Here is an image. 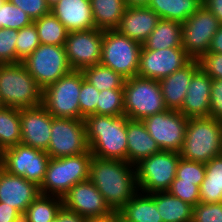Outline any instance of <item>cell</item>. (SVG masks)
Instances as JSON below:
<instances>
[{
	"label": "cell",
	"instance_id": "obj_21",
	"mask_svg": "<svg viewBox=\"0 0 222 222\" xmlns=\"http://www.w3.org/2000/svg\"><path fill=\"white\" fill-rule=\"evenodd\" d=\"M211 85L212 79L199 69L192 76L179 112L186 118L209 117Z\"/></svg>",
	"mask_w": 222,
	"mask_h": 222
},
{
	"label": "cell",
	"instance_id": "obj_27",
	"mask_svg": "<svg viewBox=\"0 0 222 222\" xmlns=\"http://www.w3.org/2000/svg\"><path fill=\"white\" fill-rule=\"evenodd\" d=\"M153 200L163 222H191L193 206L168 191L153 193Z\"/></svg>",
	"mask_w": 222,
	"mask_h": 222
},
{
	"label": "cell",
	"instance_id": "obj_14",
	"mask_svg": "<svg viewBox=\"0 0 222 222\" xmlns=\"http://www.w3.org/2000/svg\"><path fill=\"white\" fill-rule=\"evenodd\" d=\"M182 47L192 59L208 53L213 36L220 28V21L203 5L182 22Z\"/></svg>",
	"mask_w": 222,
	"mask_h": 222
},
{
	"label": "cell",
	"instance_id": "obj_32",
	"mask_svg": "<svg viewBox=\"0 0 222 222\" xmlns=\"http://www.w3.org/2000/svg\"><path fill=\"white\" fill-rule=\"evenodd\" d=\"M21 143L20 109L0 108V146L3 150Z\"/></svg>",
	"mask_w": 222,
	"mask_h": 222
},
{
	"label": "cell",
	"instance_id": "obj_50",
	"mask_svg": "<svg viewBox=\"0 0 222 222\" xmlns=\"http://www.w3.org/2000/svg\"><path fill=\"white\" fill-rule=\"evenodd\" d=\"M88 222H122L118 213H113L110 217L88 220Z\"/></svg>",
	"mask_w": 222,
	"mask_h": 222
},
{
	"label": "cell",
	"instance_id": "obj_49",
	"mask_svg": "<svg viewBox=\"0 0 222 222\" xmlns=\"http://www.w3.org/2000/svg\"><path fill=\"white\" fill-rule=\"evenodd\" d=\"M208 52L222 53V24L213 36Z\"/></svg>",
	"mask_w": 222,
	"mask_h": 222
},
{
	"label": "cell",
	"instance_id": "obj_44",
	"mask_svg": "<svg viewBox=\"0 0 222 222\" xmlns=\"http://www.w3.org/2000/svg\"><path fill=\"white\" fill-rule=\"evenodd\" d=\"M13 5L22 9L32 21L51 12L46 0H9Z\"/></svg>",
	"mask_w": 222,
	"mask_h": 222
},
{
	"label": "cell",
	"instance_id": "obj_39",
	"mask_svg": "<svg viewBox=\"0 0 222 222\" xmlns=\"http://www.w3.org/2000/svg\"><path fill=\"white\" fill-rule=\"evenodd\" d=\"M98 91L92 84L84 79L82 73V83L79 94V106L81 113V120H84L87 116L96 114L97 115V104H98Z\"/></svg>",
	"mask_w": 222,
	"mask_h": 222
},
{
	"label": "cell",
	"instance_id": "obj_48",
	"mask_svg": "<svg viewBox=\"0 0 222 222\" xmlns=\"http://www.w3.org/2000/svg\"><path fill=\"white\" fill-rule=\"evenodd\" d=\"M202 5L222 24V0H202Z\"/></svg>",
	"mask_w": 222,
	"mask_h": 222
},
{
	"label": "cell",
	"instance_id": "obj_11",
	"mask_svg": "<svg viewBox=\"0 0 222 222\" xmlns=\"http://www.w3.org/2000/svg\"><path fill=\"white\" fill-rule=\"evenodd\" d=\"M50 160L46 151L22 143L4 150L0 166L40 187Z\"/></svg>",
	"mask_w": 222,
	"mask_h": 222
},
{
	"label": "cell",
	"instance_id": "obj_46",
	"mask_svg": "<svg viewBox=\"0 0 222 222\" xmlns=\"http://www.w3.org/2000/svg\"><path fill=\"white\" fill-rule=\"evenodd\" d=\"M0 222H22V214L14 207L0 202Z\"/></svg>",
	"mask_w": 222,
	"mask_h": 222
},
{
	"label": "cell",
	"instance_id": "obj_6",
	"mask_svg": "<svg viewBox=\"0 0 222 222\" xmlns=\"http://www.w3.org/2000/svg\"><path fill=\"white\" fill-rule=\"evenodd\" d=\"M124 115L129 120L143 118L167 110L159 81L134 76L125 80Z\"/></svg>",
	"mask_w": 222,
	"mask_h": 222
},
{
	"label": "cell",
	"instance_id": "obj_30",
	"mask_svg": "<svg viewBox=\"0 0 222 222\" xmlns=\"http://www.w3.org/2000/svg\"><path fill=\"white\" fill-rule=\"evenodd\" d=\"M205 177L200 191V203L222 202V155L213 157L205 163Z\"/></svg>",
	"mask_w": 222,
	"mask_h": 222
},
{
	"label": "cell",
	"instance_id": "obj_29",
	"mask_svg": "<svg viewBox=\"0 0 222 222\" xmlns=\"http://www.w3.org/2000/svg\"><path fill=\"white\" fill-rule=\"evenodd\" d=\"M147 6L161 19L182 23L202 6V0H149Z\"/></svg>",
	"mask_w": 222,
	"mask_h": 222
},
{
	"label": "cell",
	"instance_id": "obj_5",
	"mask_svg": "<svg viewBox=\"0 0 222 222\" xmlns=\"http://www.w3.org/2000/svg\"><path fill=\"white\" fill-rule=\"evenodd\" d=\"M90 150L73 156L50 158L40 194L62 198L71 187L89 179Z\"/></svg>",
	"mask_w": 222,
	"mask_h": 222
},
{
	"label": "cell",
	"instance_id": "obj_24",
	"mask_svg": "<svg viewBox=\"0 0 222 222\" xmlns=\"http://www.w3.org/2000/svg\"><path fill=\"white\" fill-rule=\"evenodd\" d=\"M127 162L138 164L142 159L161 151L140 120L127 121Z\"/></svg>",
	"mask_w": 222,
	"mask_h": 222
},
{
	"label": "cell",
	"instance_id": "obj_33",
	"mask_svg": "<svg viewBox=\"0 0 222 222\" xmlns=\"http://www.w3.org/2000/svg\"><path fill=\"white\" fill-rule=\"evenodd\" d=\"M33 23L38 31L40 44L64 46L68 30L52 12L33 21Z\"/></svg>",
	"mask_w": 222,
	"mask_h": 222
},
{
	"label": "cell",
	"instance_id": "obj_37",
	"mask_svg": "<svg viewBox=\"0 0 222 222\" xmlns=\"http://www.w3.org/2000/svg\"><path fill=\"white\" fill-rule=\"evenodd\" d=\"M16 63L25 60L39 45L38 31L34 23L18 30L16 40Z\"/></svg>",
	"mask_w": 222,
	"mask_h": 222
},
{
	"label": "cell",
	"instance_id": "obj_38",
	"mask_svg": "<svg viewBox=\"0 0 222 222\" xmlns=\"http://www.w3.org/2000/svg\"><path fill=\"white\" fill-rule=\"evenodd\" d=\"M205 172V163L180 157L175 179H180V182H195V185L200 187L204 180Z\"/></svg>",
	"mask_w": 222,
	"mask_h": 222
},
{
	"label": "cell",
	"instance_id": "obj_28",
	"mask_svg": "<svg viewBox=\"0 0 222 222\" xmlns=\"http://www.w3.org/2000/svg\"><path fill=\"white\" fill-rule=\"evenodd\" d=\"M95 28L116 29L127 8L124 0H90Z\"/></svg>",
	"mask_w": 222,
	"mask_h": 222
},
{
	"label": "cell",
	"instance_id": "obj_1",
	"mask_svg": "<svg viewBox=\"0 0 222 222\" xmlns=\"http://www.w3.org/2000/svg\"><path fill=\"white\" fill-rule=\"evenodd\" d=\"M89 180L103 195L106 204L117 213L137 192L135 165L123 160L92 157Z\"/></svg>",
	"mask_w": 222,
	"mask_h": 222
},
{
	"label": "cell",
	"instance_id": "obj_51",
	"mask_svg": "<svg viewBox=\"0 0 222 222\" xmlns=\"http://www.w3.org/2000/svg\"><path fill=\"white\" fill-rule=\"evenodd\" d=\"M127 7H142L147 6L149 0H124Z\"/></svg>",
	"mask_w": 222,
	"mask_h": 222
},
{
	"label": "cell",
	"instance_id": "obj_36",
	"mask_svg": "<svg viewBox=\"0 0 222 222\" xmlns=\"http://www.w3.org/2000/svg\"><path fill=\"white\" fill-rule=\"evenodd\" d=\"M97 115H124L123 89H106L101 91L98 95Z\"/></svg>",
	"mask_w": 222,
	"mask_h": 222
},
{
	"label": "cell",
	"instance_id": "obj_9",
	"mask_svg": "<svg viewBox=\"0 0 222 222\" xmlns=\"http://www.w3.org/2000/svg\"><path fill=\"white\" fill-rule=\"evenodd\" d=\"M180 154L160 151L135 165L138 191L155 193L168 191L176 177Z\"/></svg>",
	"mask_w": 222,
	"mask_h": 222
},
{
	"label": "cell",
	"instance_id": "obj_4",
	"mask_svg": "<svg viewBox=\"0 0 222 222\" xmlns=\"http://www.w3.org/2000/svg\"><path fill=\"white\" fill-rule=\"evenodd\" d=\"M0 101L19 109L42 105V89L22 62L0 64Z\"/></svg>",
	"mask_w": 222,
	"mask_h": 222
},
{
	"label": "cell",
	"instance_id": "obj_20",
	"mask_svg": "<svg viewBox=\"0 0 222 222\" xmlns=\"http://www.w3.org/2000/svg\"><path fill=\"white\" fill-rule=\"evenodd\" d=\"M160 19L159 15L148 6L127 7L116 30L143 44Z\"/></svg>",
	"mask_w": 222,
	"mask_h": 222
},
{
	"label": "cell",
	"instance_id": "obj_34",
	"mask_svg": "<svg viewBox=\"0 0 222 222\" xmlns=\"http://www.w3.org/2000/svg\"><path fill=\"white\" fill-rule=\"evenodd\" d=\"M82 73L84 79L100 92L106 89H123L126 80L111 68L101 64L87 67L82 70Z\"/></svg>",
	"mask_w": 222,
	"mask_h": 222
},
{
	"label": "cell",
	"instance_id": "obj_7",
	"mask_svg": "<svg viewBox=\"0 0 222 222\" xmlns=\"http://www.w3.org/2000/svg\"><path fill=\"white\" fill-rule=\"evenodd\" d=\"M141 49L142 44L116 29L104 30L100 64L129 79L138 75Z\"/></svg>",
	"mask_w": 222,
	"mask_h": 222
},
{
	"label": "cell",
	"instance_id": "obj_15",
	"mask_svg": "<svg viewBox=\"0 0 222 222\" xmlns=\"http://www.w3.org/2000/svg\"><path fill=\"white\" fill-rule=\"evenodd\" d=\"M103 37L104 30L97 28L68 32L64 48L73 70L100 64Z\"/></svg>",
	"mask_w": 222,
	"mask_h": 222
},
{
	"label": "cell",
	"instance_id": "obj_40",
	"mask_svg": "<svg viewBox=\"0 0 222 222\" xmlns=\"http://www.w3.org/2000/svg\"><path fill=\"white\" fill-rule=\"evenodd\" d=\"M18 30L0 28V64L16 63V40Z\"/></svg>",
	"mask_w": 222,
	"mask_h": 222
},
{
	"label": "cell",
	"instance_id": "obj_12",
	"mask_svg": "<svg viewBox=\"0 0 222 222\" xmlns=\"http://www.w3.org/2000/svg\"><path fill=\"white\" fill-rule=\"evenodd\" d=\"M89 150L84 120L53 117L46 151L50 158L78 155Z\"/></svg>",
	"mask_w": 222,
	"mask_h": 222
},
{
	"label": "cell",
	"instance_id": "obj_43",
	"mask_svg": "<svg viewBox=\"0 0 222 222\" xmlns=\"http://www.w3.org/2000/svg\"><path fill=\"white\" fill-rule=\"evenodd\" d=\"M197 60L200 69L211 79H222V53H204Z\"/></svg>",
	"mask_w": 222,
	"mask_h": 222
},
{
	"label": "cell",
	"instance_id": "obj_47",
	"mask_svg": "<svg viewBox=\"0 0 222 222\" xmlns=\"http://www.w3.org/2000/svg\"><path fill=\"white\" fill-rule=\"evenodd\" d=\"M52 222H88V219L80 216L76 212L69 211L62 206Z\"/></svg>",
	"mask_w": 222,
	"mask_h": 222
},
{
	"label": "cell",
	"instance_id": "obj_41",
	"mask_svg": "<svg viewBox=\"0 0 222 222\" xmlns=\"http://www.w3.org/2000/svg\"><path fill=\"white\" fill-rule=\"evenodd\" d=\"M168 192L193 207L200 203L199 186L195 185V182H180V179H174Z\"/></svg>",
	"mask_w": 222,
	"mask_h": 222
},
{
	"label": "cell",
	"instance_id": "obj_31",
	"mask_svg": "<svg viewBox=\"0 0 222 222\" xmlns=\"http://www.w3.org/2000/svg\"><path fill=\"white\" fill-rule=\"evenodd\" d=\"M62 206V198L40 194L27 207L22 222H52Z\"/></svg>",
	"mask_w": 222,
	"mask_h": 222
},
{
	"label": "cell",
	"instance_id": "obj_13",
	"mask_svg": "<svg viewBox=\"0 0 222 222\" xmlns=\"http://www.w3.org/2000/svg\"><path fill=\"white\" fill-rule=\"evenodd\" d=\"M142 123L161 151L180 152L188 118L177 110H165L143 118Z\"/></svg>",
	"mask_w": 222,
	"mask_h": 222
},
{
	"label": "cell",
	"instance_id": "obj_3",
	"mask_svg": "<svg viewBox=\"0 0 222 222\" xmlns=\"http://www.w3.org/2000/svg\"><path fill=\"white\" fill-rule=\"evenodd\" d=\"M179 154L183 159L202 163L222 155V122L210 117L188 118Z\"/></svg>",
	"mask_w": 222,
	"mask_h": 222
},
{
	"label": "cell",
	"instance_id": "obj_52",
	"mask_svg": "<svg viewBox=\"0 0 222 222\" xmlns=\"http://www.w3.org/2000/svg\"><path fill=\"white\" fill-rule=\"evenodd\" d=\"M59 0H46L47 4L50 6V8L55 5Z\"/></svg>",
	"mask_w": 222,
	"mask_h": 222
},
{
	"label": "cell",
	"instance_id": "obj_22",
	"mask_svg": "<svg viewBox=\"0 0 222 222\" xmlns=\"http://www.w3.org/2000/svg\"><path fill=\"white\" fill-rule=\"evenodd\" d=\"M51 12L68 32L95 28L90 0H59Z\"/></svg>",
	"mask_w": 222,
	"mask_h": 222
},
{
	"label": "cell",
	"instance_id": "obj_23",
	"mask_svg": "<svg viewBox=\"0 0 222 222\" xmlns=\"http://www.w3.org/2000/svg\"><path fill=\"white\" fill-rule=\"evenodd\" d=\"M200 69L197 59H192L182 69L159 81L167 109L179 111L187 94L192 76Z\"/></svg>",
	"mask_w": 222,
	"mask_h": 222
},
{
	"label": "cell",
	"instance_id": "obj_2",
	"mask_svg": "<svg viewBox=\"0 0 222 222\" xmlns=\"http://www.w3.org/2000/svg\"><path fill=\"white\" fill-rule=\"evenodd\" d=\"M126 115L92 114L84 119L90 152L100 159L127 161Z\"/></svg>",
	"mask_w": 222,
	"mask_h": 222
},
{
	"label": "cell",
	"instance_id": "obj_26",
	"mask_svg": "<svg viewBox=\"0 0 222 222\" xmlns=\"http://www.w3.org/2000/svg\"><path fill=\"white\" fill-rule=\"evenodd\" d=\"M182 24L178 21L160 19L155 29L142 44V49L160 50L182 47Z\"/></svg>",
	"mask_w": 222,
	"mask_h": 222
},
{
	"label": "cell",
	"instance_id": "obj_16",
	"mask_svg": "<svg viewBox=\"0 0 222 222\" xmlns=\"http://www.w3.org/2000/svg\"><path fill=\"white\" fill-rule=\"evenodd\" d=\"M192 58L183 47L141 49L138 76L160 81L186 66Z\"/></svg>",
	"mask_w": 222,
	"mask_h": 222
},
{
	"label": "cell",
	"instance_id": "obj_53",
	"mask_svg": "<svg viewBox=\"0 0 222 222\" xmlns=\"http://www.w3.org/2000/svg\"><path fill=\"white\" fill-rule=\"evenodd\" d=\"M3 153H4V150H3V149L1 148V146H0V162H1V160H2Z\"/></svg>",
	"mask_w": 222,
	"mask_h": 222
},
{
	"label": "cell",
	"instance_id": "obj_42",
	"mask_svg": "<svg viewBox=\"0 0 222 222\" xmlns=\"http://www.w3.org/2000/svg\"><path fill=\"white\" fill-rule=\"evenodd\" d=\"M191 222H222V202L198 203L193 207Z\"/></svg>",
	"mask_w": 222,
	"mask_h": 222
},
{
	"label": "cell",
	"instance_id": "obj_18",
	"mask_svg": "<svg viewBox=\"0 0 222 222\" xmlns=\"http://www.w3.org/2000/svg\"><path fill=\"white\" fill-rule=\"evenodd\" d=\"M53 116L42 106L20 109L21 143L47 151Z\"/></svg>",
	"mask_w": 222,
	"mask_h": 222
},
{
	"label": "cell",
	"instance_id": "obj_8",
	"mask_svg": "<svg viewBox=\"0 0 222 222\" xmlns=\"http://www.w3.org/2000/svg\"><path fill=\"white\" fill-rule=\"evenodd\" d=\"M82 71L72 70L42 90V106L55 118L81 119Z\"/></svg>",
	"mask_w": 222,
	"mask_h": 222
},
{
	"label": "cell",
	"instance_id": "obj_35",
	"mask_svg": "<svg viewBox=\"0 0 222 222\" xmlns=\"http://www.w3.org/2000/svg\"><path fill=\"white\" fill-rule=\"evenodd\" d=\"M33 23L32 19L9 0H0V28L20 30Z\"/></svg>",
	"mask_w": 222,
	"mask_h": 222
},
{
	"label": "cell",
	"instance_id": "obj_25",
	"mask_svg": "<svg viewBox=\"0 0 222 222\" xmlns=\"http://www.w3.org/2000/svg\"><path fill=\"white\" fill-rule=\"evenodd\" d=\"M117 213L122 222H163L153 193L138 191Z\"/></svg>",
	"mask_w": 222,
	"mask_h": 222
},
{
	"label": "cell",
	"instance_id": "obj_45",
	"mask_svg": "<svg viewBox=\"0 0 222 222\" xmlns=\"http://www.w3.org/2000/svg\"><path fill=\"white\" fill-rule=\"evenodd\" d=\"M209 117L222 122V79H212Z\"/></svg>",
	"mask_w": 222,
	"mask_h": 222
},
{
	"label": "cell",
	"instance_id": "obj_19",
	"mask_svg": "<svg viewBox=\"0 0 222 222\" xmlns=\"http://www.w3.org/2000/svg\"><path fill=\"white\" fill-rule=\"evenodd\" d=\"M39 195V186L35 183L11 174L0 166V202L14 207L23 215Z\"/></svg>",
	"mask_w": 222,
	"mask_h": 222
},
{
	"label": "cell",
	"instance_id": "obj_17",
	"mask_svg": "<svg viewBox=\"0 0 222 222\" xmlns=\"http://www.w3.org/2000/svg\"><path fill=\"white\" fill-rule=\"evenodd\" d=\"M62 205L88 220L107 218L114 213L89 179L71 187L62 197Z\"/></svg>",
	"mask_w": 222,
	"mask_h": 222
},
{
	"label": "cell",
	"instance_id": "obj_10",
	"mask_svg": "<svg viewBox=\"0 0 222 222\" xmlns=\"http://www.w3.org/2000/svg\"><path fill=\"white\" fill-rule=\"evenodd\" d=\"M22 63L42 90L73 70L64 46L51 44H40Z\"/></svg>",
	"mask_w": 222,
	"mask_h": 222
}]
</instances>
